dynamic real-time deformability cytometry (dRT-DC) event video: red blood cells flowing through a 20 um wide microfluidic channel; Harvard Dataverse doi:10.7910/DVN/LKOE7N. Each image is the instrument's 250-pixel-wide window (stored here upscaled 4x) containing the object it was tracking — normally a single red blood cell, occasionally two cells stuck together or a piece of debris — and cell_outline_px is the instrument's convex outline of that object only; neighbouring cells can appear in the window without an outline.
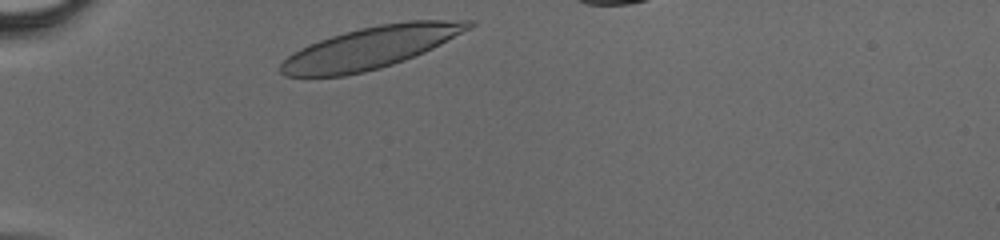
{"species": "human", "species_latin": "Homo sapiens", "temperature_condition": "cold", "stored_images_in_passage": 27, "camera_frame_rate_fps": 3000, "um_per_image_px": 0.085, "donor": {"sex": "male"}, "frame": {"image": 1, "passage_image": 1, "time_ms": 0.0, "image_size_px": [1000, 240], "cell_outline_px": [[476, 24], [472, 28], [424, 52], [404, 60], [380, 68], [364, 72], [344, 76], [284, 76], [280, 72], [280, 64], [292, 52], [308, 44], [344, 32], [360, 28], [380, 24], [408, 20], [476, 20]], "centroid_in_image_um": [31.53, 4.04], "position_along_channel_um": 53.5, "area_um2": 45.72}}
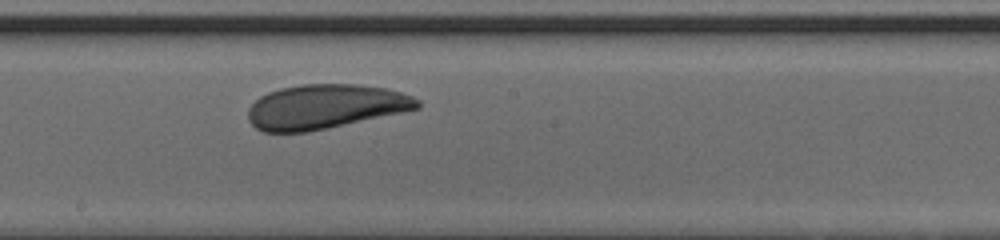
{"frame": {"image": 2, "passage_image": 14, "time_ms": 4.333, "image_size_px": [1000, 240], "cell_outline_px": [[420, 108], [404, 112], [328, 128], [308, 132], [264, 132], [256, 128], [248, 120], [248, 108], [260, 96], [268, 92], [280, 88], [300, 84], [356, 84], [384, 88], [400, 92], [412, 96], [420, 100]], "centroid_in_image_um": [27.64, 9.07], "position_along_channel_um": 220.6, "area_um2": 43.93}}
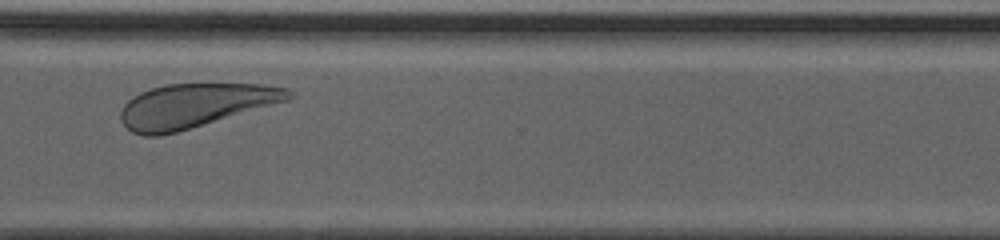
{"frame": {"image": 3, "passage_image": 23, "time_ms": 7.333, "image_size_px": [1000, 240], "cell_outline_px": [[292, 96], [288, 100], [176, 132], [160, 136], [144, 136], [132, 132], [120, 120], [120, 112], [124, 104], [128, 100], [140, 92], [152, 88], [168, 84], [264, 84], [288, 88], [292, 92]], "centroid_in_image_um": [16.54, 8.97], "position_along_channel_um": 354.1, "area_um2": 42.54}}